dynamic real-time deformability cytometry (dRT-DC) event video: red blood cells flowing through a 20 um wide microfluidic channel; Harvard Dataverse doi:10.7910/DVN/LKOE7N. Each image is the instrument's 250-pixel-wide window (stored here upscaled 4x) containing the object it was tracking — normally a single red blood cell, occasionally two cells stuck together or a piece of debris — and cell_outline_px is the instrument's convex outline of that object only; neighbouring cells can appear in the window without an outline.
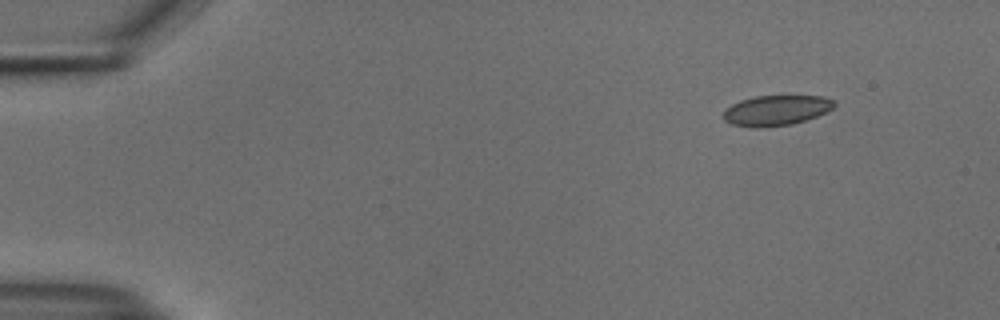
{"species": "common noctule bat (a hibernating species)", "species_latin": "Nyctalus noctula", "temperature_condition": "cold", "stored_images_in_passage": 49, "camera_frame_rate_fps": 3000, "um_per_image_px": 0.085, "animal": {"sex": "male", "body_mass_g": 18.8}, "frame": {"image": 1, "passage_image": 1, "time_ms": 0.0, "image_size_px": [1000, 320], "cell_outline_px": [[836, 104], [832, 108], [816, 116], [792, 124], [760, 128], [752, 128], [732, 124], [724, 120], [724, 108], [740, 100], [756, 96], [824, 96], [836, 100]], "centroid_in_image_um": [65.96, 9.38], "position_along_channel_um": 19.0, "area_um2": 19.59}}
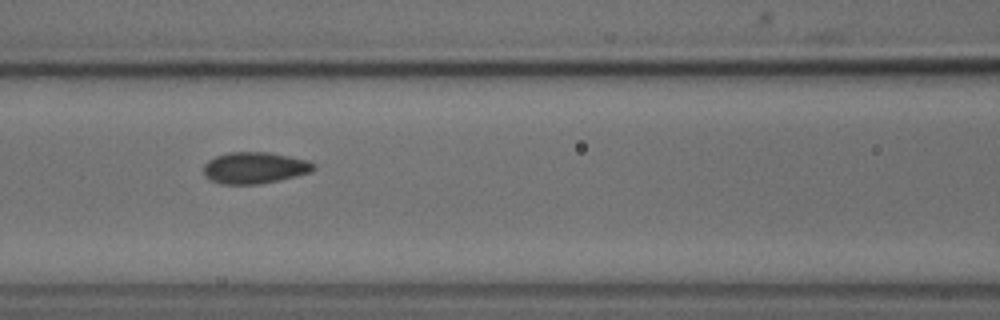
{"frame": {"image": 2, "passage_image": 19, "time_ms": 6.0, "image_size_px": [1000, 320], "cell_outline_px": [[316, 168], [312, 172], [296, 176], [260, 184], [220, 184], [208, 180], [204, 176], [204, 164], [208, 160], [216, 156], [228, 152], [268, 152], [308, 160], [316, 164]], "centroid_in_image_um": [21.64, 14.27], "position_along_channel_um": 145.0, "area_um2": 20.4}}
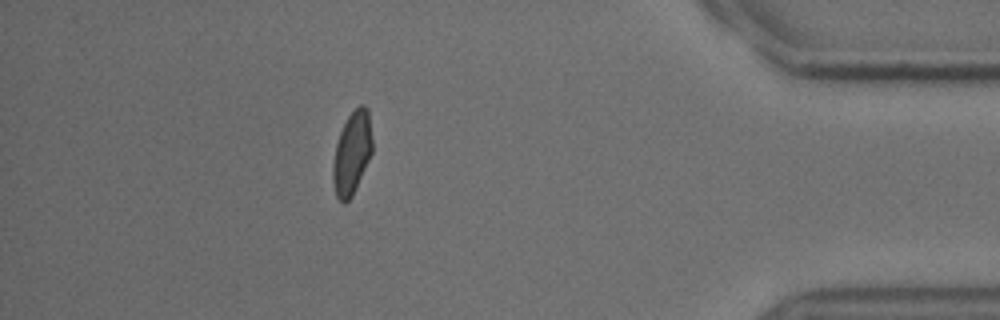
{"frame": {"image": 3, "passage_image": 43, "time_ms": 14.0, "image_size_px": [1000, 320], "cell_outline_px": [[372, 152], [352, 196], [344, 204], [336, 196], [332, 180], [332, 168], [336, 144], [340, 132], [348, 116], [360, 104], [364, 104], [368, 108], [372, 140]], "centroid_in_image_um": [29.91, 13.0], "position_along_channel_um": 405.3, "area_um2": 18.84}, "authors_computed_cell_mechanics": {"area_um2": 19.8832, "velocity_mm_per_s": 3.7596, "shape_relaxation_time_tau1_ms": 5.4117, "shape_relaxation_time_tau2_ms": 0.7402, "deformation_change_tau1": 0.1039, "deformation_change_tau2": 0.0562}}